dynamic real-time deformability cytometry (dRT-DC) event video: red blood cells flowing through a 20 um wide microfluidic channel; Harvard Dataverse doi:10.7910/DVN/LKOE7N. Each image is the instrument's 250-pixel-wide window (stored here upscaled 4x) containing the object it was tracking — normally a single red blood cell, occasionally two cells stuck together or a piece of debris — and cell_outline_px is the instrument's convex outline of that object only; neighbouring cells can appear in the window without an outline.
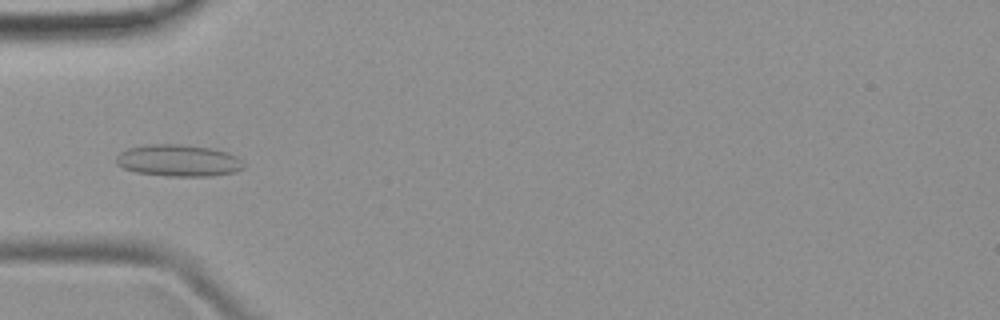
{"species": "common noctule bat (a hibernating species)", "species_latin": "Nyctalus noctula", "temperature_condition": "room temperature", "stored_images_in_passage": 4, "camera_frame_rate_fps": 3000, "um_per_image_px": 0.085, "animal": {"sex": "female", "body_mass_g": 19.9}, "frame": {"image": 1, "passage_image": 4, "time_ms": 3.333, "image_size_px": [1000, 320], "cell_outline_px": [[244, 168], [236, 172], [212, 176], [168, 176], [136, 172], [124, 168], [116, 164], [116, 156], [120, 152], [128, 148], [148, 144], [180, 144], [212, 148], [228, 152], [236, 156], [244, 164]], "centroid_in_image_um": [15.18, 13.64], "position_along_channel_um": 69.8, "area_um2": 23.76}}